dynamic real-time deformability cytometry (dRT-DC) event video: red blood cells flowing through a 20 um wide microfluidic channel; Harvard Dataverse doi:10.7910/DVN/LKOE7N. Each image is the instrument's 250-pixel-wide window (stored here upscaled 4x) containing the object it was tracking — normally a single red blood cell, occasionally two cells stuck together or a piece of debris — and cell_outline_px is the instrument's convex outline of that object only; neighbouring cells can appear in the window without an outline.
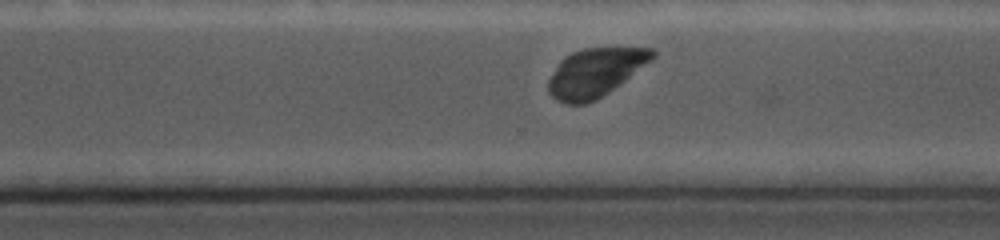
{"species": "common noctule bat (a hibernating species)", "species_latin": "Nyctalus noctula", "temperature_condition": "cold", "stored_images_in_passage": 33, "camera_frame_rate_fps": 5000, "um_per_image_px": 0.085, "animal": {"sex": "female", "body_mass_g": 19.0, "forearm_length_mm": 56.7}, "frame": {"image": 1, "passage_image": 24, "time_ms": 7.0, "image_size_px": [1000, 240], "cell_outline_px": [[656, 56], [652, 60], [620, 84], [596, 100], [584, 104], [564, 104], [556, 100], [548, 92], [548, 80], [560, 60], [564, 56], [572, 52], [584, 48], [652, 48], [656, 52]], "centroid_in_image_um": [50.58, 6.17], "position_along_channel_um": 320.0, "area_um2": 29.36}}
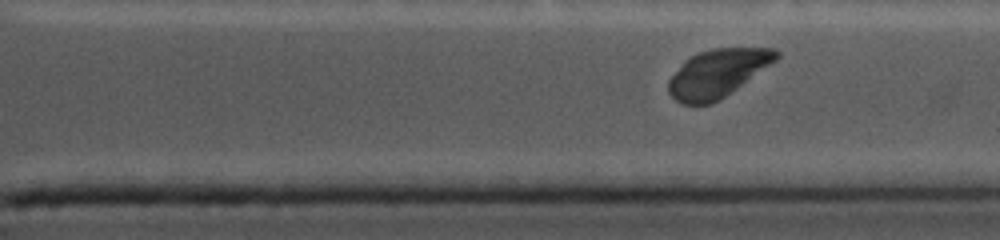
{"frame": {"image": 2, "passage_image": 27, "time_ms": 7.8, "image_size_px": [1000, 240], "cell_outline_px": [[780, 56], [776, 60], [732, 92], [720, 100], [712, 104], [684, 104], [676, 100], [668, 92], [668, 80], [684, 60], [700, 52], [712, 48], [776, 48], [780, 52]], "centroid_in_image_um": [61.0, 6.23], "position_along_channel_um": 350.4, "area_um2": 30.0}}
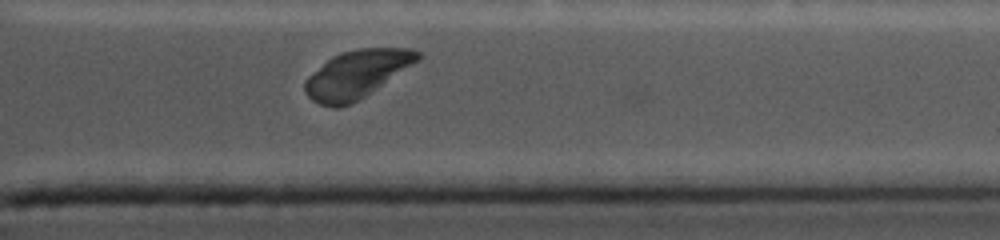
{"frame": {"image": 3, "passage_image": 30, "time_ms": 8.6, "image_size_px": [1000, 240], "cell_outline_px": [[420, 56], [416, 60], [364, 96], [352, 104], [340, 108], [332, 108], [320, 104], [312, 100], [304, 92], [304, 80], [308, 76], [332, 56], [340, 52], [356, 48], [412, 48], [420, 52]], "centroid_in_image_um": [30.23, 6.31], "position_along_channel_um": 381.2, "area_um2": 30.81}}